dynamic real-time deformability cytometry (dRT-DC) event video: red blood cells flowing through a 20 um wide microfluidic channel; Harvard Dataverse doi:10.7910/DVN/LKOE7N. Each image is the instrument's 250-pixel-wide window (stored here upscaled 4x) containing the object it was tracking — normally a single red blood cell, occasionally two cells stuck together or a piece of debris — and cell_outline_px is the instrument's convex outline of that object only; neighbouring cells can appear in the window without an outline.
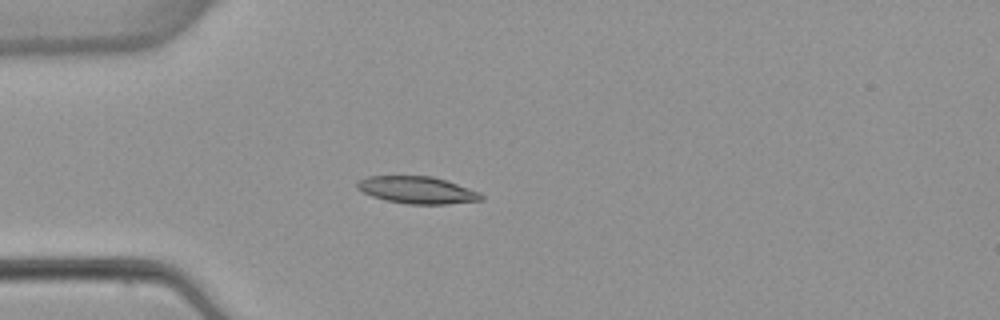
{"species": "common noctule bat (a hibernating species)", "species_latin": "Nyctalus noctula", "temperature_condition": "warm", "stored_images_in_passage": 3, "camera_frame_rate_fps": 3000, "um_per_image_px": 0.085, "animal": {"sex": "female", "body_mass_g": 22.7, "forearm_length_mm": 54.2}, "frame": {"image": 1, "passage_image": 3, "time_ms": 2.333, "image_size_px": [1000, 320], "cell_outline_px": [[484, 200], [448, 204], [408, 204], [384, 200], [372, 196], [356, 188], [356, 184], [360, 180], [368, 176], [432, 176], [480, 192], [484, 196]], "centroid_in_image_um": [35.47, 16.16], "position_along_channel_um": 49.5, "area_um2": 19.54}}